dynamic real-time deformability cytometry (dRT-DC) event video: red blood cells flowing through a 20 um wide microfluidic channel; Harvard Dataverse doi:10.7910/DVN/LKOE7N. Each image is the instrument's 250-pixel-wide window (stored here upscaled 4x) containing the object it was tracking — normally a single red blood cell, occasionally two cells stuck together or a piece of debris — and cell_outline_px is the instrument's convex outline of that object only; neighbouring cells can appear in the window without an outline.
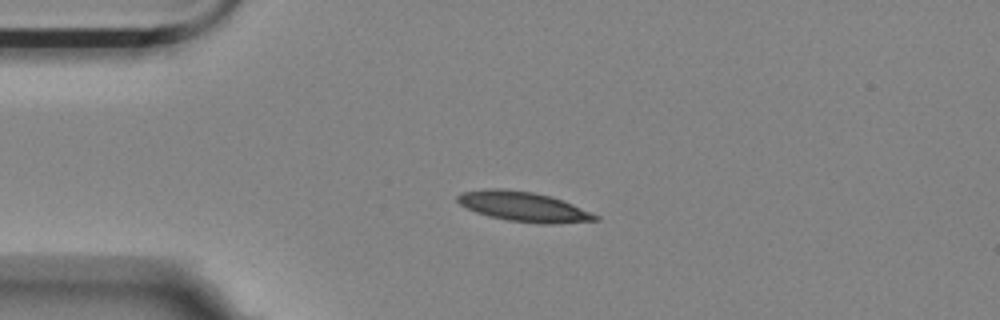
{"species": "Egyptian fruit bat (a non-hibernating species)", "species_latin": "Rousettus aegyptiacus", "temperature_condition": "room temperature", "stored_images_in_passage": 43, "camera_frame_rate_fps": 3000, "um_per_image_px": 0.085, "animal": {"sex": "female"}, "frame": {"image": 1, "passage_image": 1, "time_ms": 0.0, "image_size_px": [1000, 320], "cell_outline_px": [[600, 220], [556, 224], [540, 224], [508, 220], [488, 216], [476, 212], [460, 204], [456, 200], [456, 196], [460, 192], [484, 188], [504, 188], [532, 192], [552, 196], [564, 200], [600, 216]], "centroid_in_image_um": [44.51, 17.56], "position_along_channel_um": 40.5, "area_um2": 24.28}}
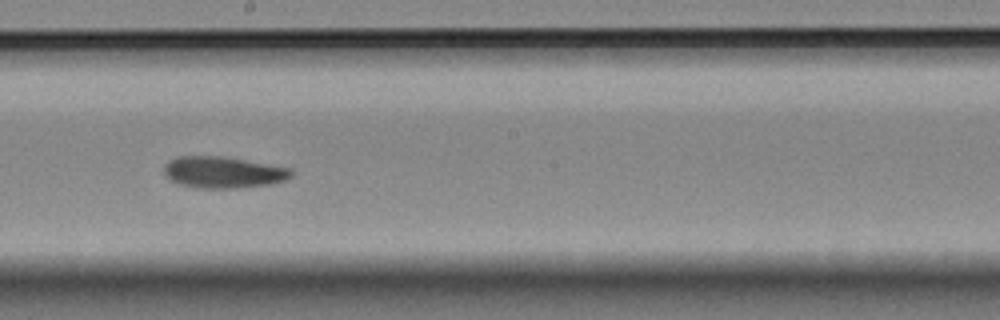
{"frame": {"image": 2, "passage_image": 19, "time_ms": 6.0, "image_size_px": [1000, 320], "cell_outline_px": [[292, 176], [284, 180], [272, 184], [236, 188], [196, 188], [180, 184], [164, 176], [164, 164], [168, 160], [176, 156], [220, 156], [292, 168]], "centroid_in_image_um": [18.94, 14.64], "position_along_channel_um": 229.3, "area_um2": 23.41}}
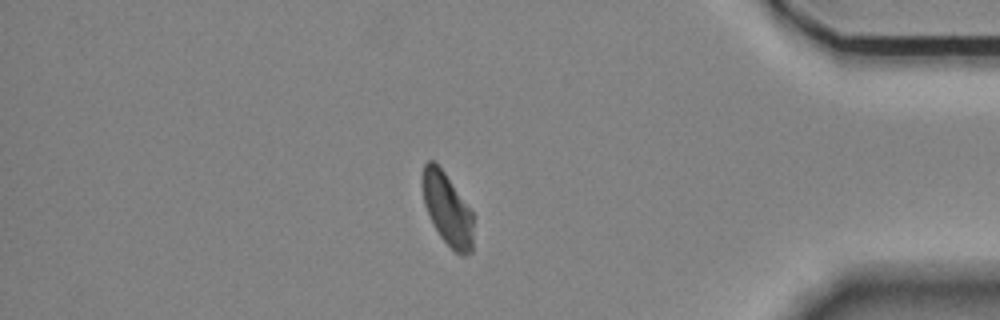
{"frame": {"image": 3, "passage_image": 36, "time_ms": 11.667, "image_size_px": [1000, 320], "cell_outline_px": [[472, 252], [464, 256], [460, 256], [440, 236], [424, 204], [420, 180], [420, 176], [424, 164], [428, 160], [432, 160], [444, 172], [472, 212]], "centroid_in_image_um": [37.99, 17.75], "position_along_channel_um": 397.2, "area_um2": 21.15}}